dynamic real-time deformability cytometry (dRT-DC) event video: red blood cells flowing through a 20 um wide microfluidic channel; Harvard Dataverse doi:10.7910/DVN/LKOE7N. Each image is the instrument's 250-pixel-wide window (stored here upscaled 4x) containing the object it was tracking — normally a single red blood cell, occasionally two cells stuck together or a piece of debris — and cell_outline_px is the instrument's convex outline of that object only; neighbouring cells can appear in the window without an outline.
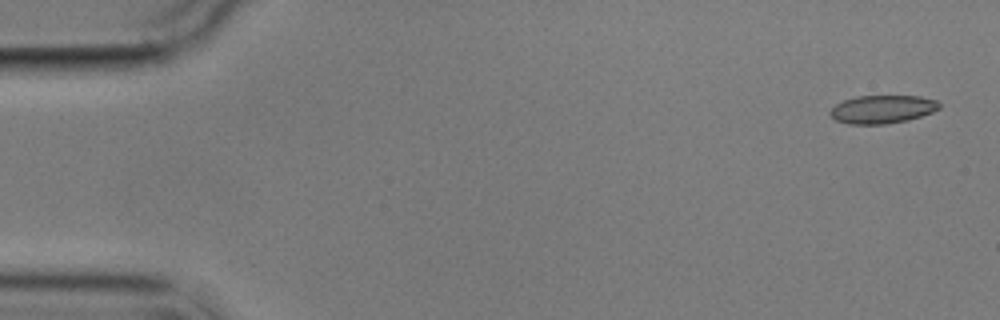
{"species": "common noctule bat (a hibernating species)", "species_latin": "Nyctalus noctula", "temperature_condition": "cold", "stored_images_in_passage": 5, "camera_frame_rate_fps": 3000, "um_per_image_px": 0.085, "animal": {"sex": "male", "body_mass_g": 17.9}, "frame": {"image": 1, "passage_image": 1, "time_ms": 0.0, "image_size_px": [1000, 320], "cell_outline_px": [[940, 108], [932, 112], [908, 120], [884, 124], [848, 124], [836, 120], [828, 112], [836, 104], [844, 100], [856, 96], [920, 96], [936, 100], [940, 104]], "centroid_in_image_um": [74.99, 9.28], "position_along_channel_um": 10.0, "area_um2": 17.86}}
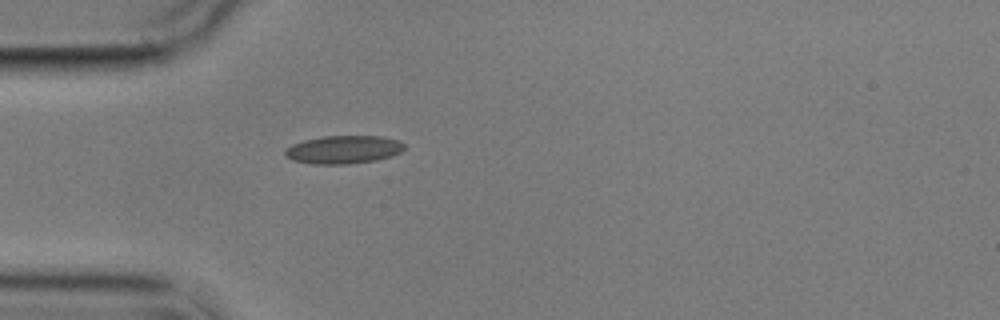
{"frame": {"image": 2, "passage_image": 5, "time_ms": 4.667, "image_size_px": [1000, 320], "cell_outline_px": [[404, 148], [400, 152], [392, 156], [376, 160], [348, 164], [312, 164], [292, 160], [284, 156], [284, 152], [292, 144], [304, 140], [324, 136], [380, 136], [400, 140], [404, 144]], "centroid_in_image_um": [29.2, 12.72], "position_along_channel_um": 55.8, "area_um2": 19.59}}